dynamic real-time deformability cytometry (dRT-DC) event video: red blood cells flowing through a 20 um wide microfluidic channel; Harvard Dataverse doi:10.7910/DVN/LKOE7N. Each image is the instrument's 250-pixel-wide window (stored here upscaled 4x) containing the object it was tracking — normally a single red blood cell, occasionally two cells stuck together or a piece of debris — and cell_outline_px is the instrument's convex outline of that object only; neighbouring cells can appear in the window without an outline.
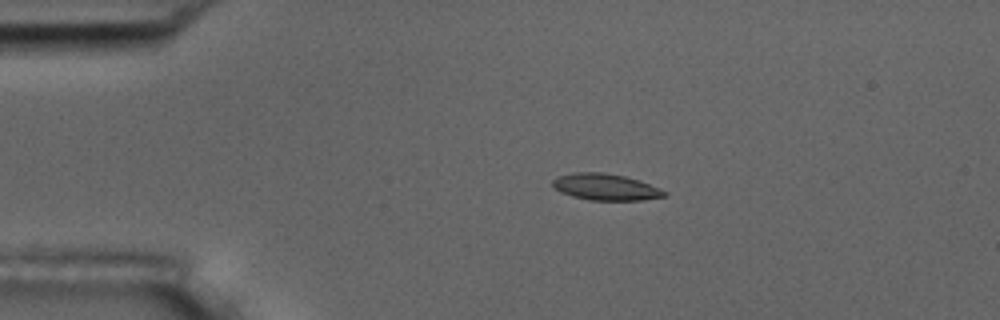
{"species": "common noctule bat (a hibernating species)", "species_latin": "Nyctalus noctula", "temperature_condition": "room temperature", "stored_images_in_passage": 8, "camera_frame_rate_fps": 3000, "um_per_image_px": 0.085, "animal": {"sex": "male", "body_mass_g": 17.5, "forearm_length_mm": 52.3}, "frame": {"image": 1, "passage_image": 3, "time_ms": 3.333, "image_size_px": [1000, 320], "cell_outline_px": [[668, 196], [644, 200], [588, 200], [572, 196], [556, 188], [552, 184], [552, 180], [556, 176], [572, 172], [604, 172], [624, 176], [640, 180], [660, 188], [668, 192]], "centroid_in_image_um": [51.52, 15.89], "position_along_channel_um": 33.5, "area_um2": 17.4}}
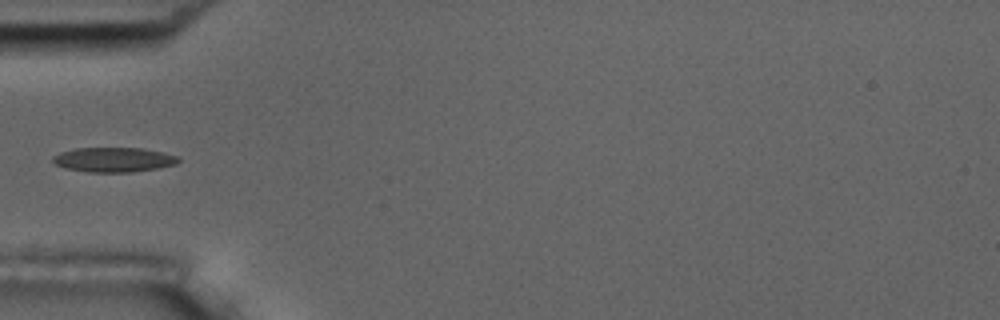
{"frame": {"image": 2, "passage_image": 5, "time_ms": 5.667, "image_size_px": [1000, 320], "cell_outline_px": [[180, 160], [176, 164], [156, 168], [132, 172], [88, 172], [64, 168], [56, 164], [52, 160], [52, 156], [60, 152], [76, 148], [140, 148], [164, 152], [180, 156]], "centroid_in_image_um": [9.67, 13.57], "position_along_channel_um": 75.3, "area_um2": 18.09}}
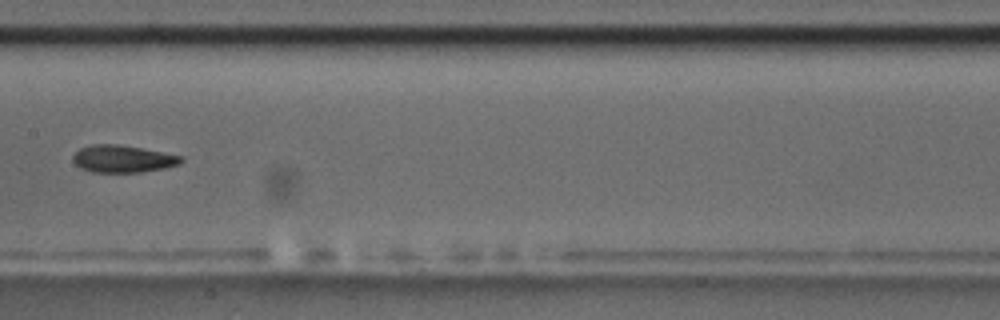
{"frame": {"image": 3, "passage_image": 8, "time_ms": 9.0, "image_size_px": [1000, 320], "cell_outline_px": [[184, 160], [180, 164], [164, 168], [140, 172], [92, 172], [80, 168], [72, 160], [72, 156], [80, 148], [92, 144], [116, 144], [140, 148], [184, 156]], "centroid_in_image_um": [10.44, 13.5], "position_along_channel_um": 197.0, "area_um2": 17.17}}